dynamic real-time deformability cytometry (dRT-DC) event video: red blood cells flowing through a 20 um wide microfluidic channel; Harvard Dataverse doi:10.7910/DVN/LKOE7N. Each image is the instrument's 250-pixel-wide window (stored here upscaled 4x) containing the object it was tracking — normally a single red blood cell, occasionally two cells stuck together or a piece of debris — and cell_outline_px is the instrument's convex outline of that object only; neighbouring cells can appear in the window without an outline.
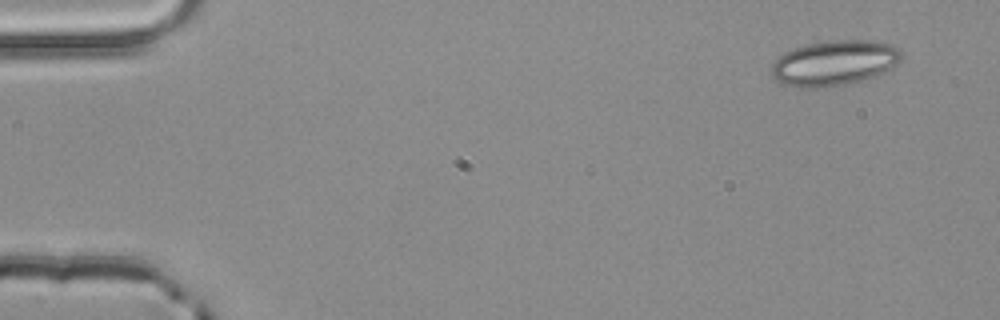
{"species": "common noctule bat (a hibernating species)", "species_latin": "Nyctalus noctula", "temperature_condition": "room temperature", "stored_images_in_passage": 3, "camera_frame_rate_fps": 3000, "um_per_image_px": 0.085, "animal": {"sex": "male", "body_mass_g": 20.4}, "frame": {"image": 1, "passage_image": 1, "time_ms": 0.0, "image_size_px": [1000, 320], "cell_outline_px": [[900, 60], [892, 68], [868, 80], [844, 84], [812, 88], [800, 88], [784, 84], [776, 80], [772, 76], [772, 64], [784, 52], [808, 44], [832, 40], [872, 40], [892, 44], [900, 48]], "centroid_in_image_um": [70.95, 5.35], "position_along_channel_um": 14.1, "area_um2": 34.28}}